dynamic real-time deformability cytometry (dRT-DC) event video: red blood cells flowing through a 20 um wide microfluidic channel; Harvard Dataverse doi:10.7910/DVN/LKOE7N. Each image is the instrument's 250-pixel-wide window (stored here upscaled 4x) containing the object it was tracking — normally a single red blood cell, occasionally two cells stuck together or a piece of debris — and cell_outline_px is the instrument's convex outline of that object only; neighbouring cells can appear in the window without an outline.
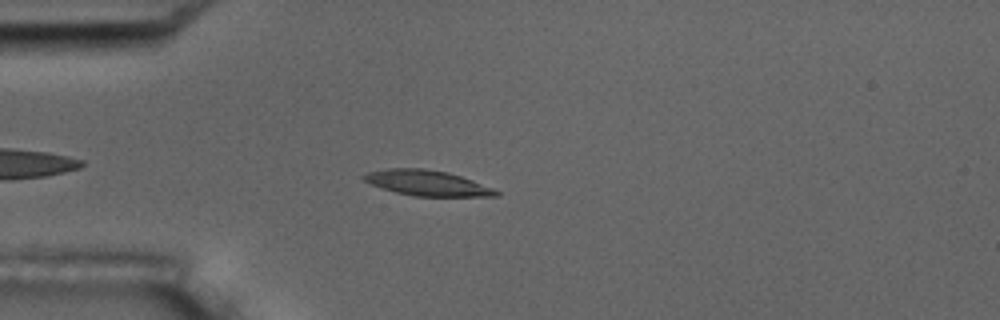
{"species": "common noctule bat (a hibernating species)", "species_latin": "Nyctalus noctula", "temperature_condition": "room temperature", "stored_images_in_passage": 11, "camera_frame_rate_fps": 3000, "um_per_image_px": 0.085, "animal": {"sex": "male", "body_mass_g": 17.5, "forearm_length_mm": 52.3}, "frame": {"image": 1, "passage_image": 4, "time_ms": 4.333, "image_size_px": [1000, 320], "cell_outline_px": [[500, 196], [416, 196], [396, 192], [372, 184], [364, 180], [360, 176], [368, 172], [388, 168], [424, 168], [448, 172], [472, 180], [492, 188], [500, 192]], "centroid_in_image_um": [36.31, 15.55], "position_along_channel_um": 48.7, "area_um2": 19.36}}
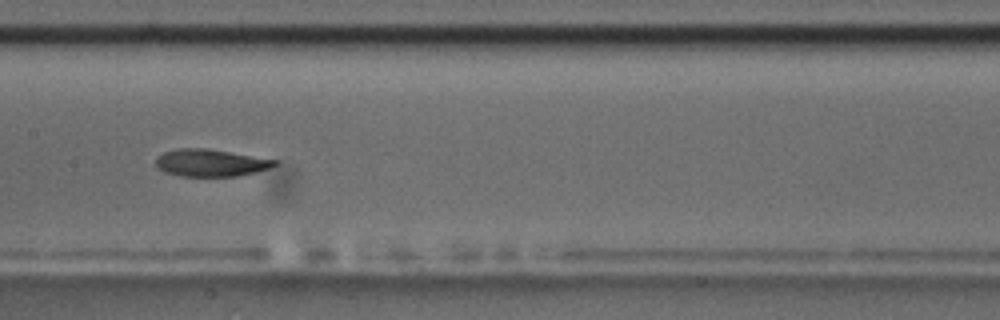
{"frame": {"image": 2, "passage_image": 8, "time_ms": 8.667, "image_size_px": [1000, 320], "cell_outline_px": [[280, 164], [256, 172], [236, 176], [180, 176], [164, 172], [156, 164], [156, 156], [164, 152], [180, 148], [204, 148], [280, 160]], "centroid_in_image_um": [17.93, 13.84], "position_along_channel_um": 189.5, "area_um2": 18.84}}